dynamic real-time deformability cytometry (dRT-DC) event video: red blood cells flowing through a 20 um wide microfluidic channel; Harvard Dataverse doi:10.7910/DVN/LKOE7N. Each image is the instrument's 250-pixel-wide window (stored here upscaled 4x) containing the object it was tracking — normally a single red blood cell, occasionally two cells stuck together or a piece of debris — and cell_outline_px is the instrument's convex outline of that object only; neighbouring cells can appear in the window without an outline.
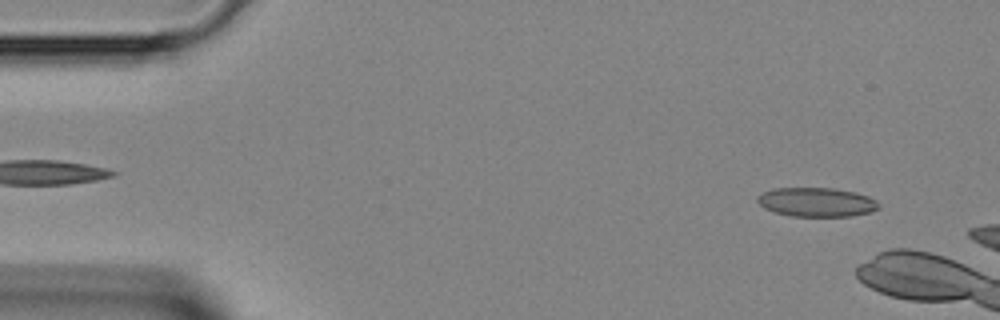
{"species": "Egyptian fruit bat (a non-hibernating species)", "species_latin": "Rousettus aegyptiacus", "temperature_condition": "room temperature", "stored_images_in_passage": 7, "camera_frame_rate_fps": 3000, "um_per_image_px": 0.085, "animal": {"sex": "female"}, "frame": {"image": 1, "passage_image": 3, "time_ms": 0.667, "image_size_px": [1000, 320], "cell_outline_px": [[880, 208], [868, 212], [852, 216], [792, 216], [776, 212], [764, 208], [756, 200], [756, 196], [772, 188], [836, 188], [856, 192], [868, 196], [876, 200], [880, 204]], "centroid_in_image_um": [69.42, 17.17], "position_along_channel_um": 15.6, "area_um2": 20.63}}